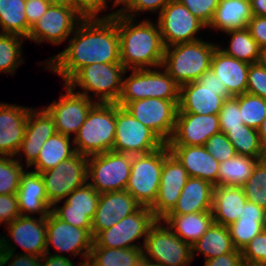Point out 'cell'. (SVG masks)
Segmentation results:
<instances>
[{"label":"cell","mask_w":266,"mask_h":266,"mask_svg":"<svg viewBox=\"0 0 266 266\" xmlns=\"http://www.w3.org/2000/svg\"><path fill=\"white\" fill-rule=\"evenodd\" d=\"M61 53L45 62L46 69L59 74L64 84L81 68L92 63H121L117 14L83 18Z\"/></svg>","instance_id":"6da1fadb"},{"label":"cell","mask_w":266,"mask_h":266,"mask_svg":"<svg viewBox=\"0 0 266 266\" xmlns=\"http://www.w3.org/2000/svg\"><path fill=\"white\" fill-rule=\"evenodd\" d=\"M117 14L120 62L128 70L161 68L165 45L158 23Z\"/></svg>","instance_id":"7a4b0ae2"},{"label":"cell","mask_w":266,"mask_h":266,"mask_svg":"<svg viewBox=\"0 0 266 266\" xmlns=\"http://www.w3.org/2000/svg\"><path fill=\"white\" fill-rule=\"evenodd\" d=\"M219 45L202 39L165 47L163 68L179 85L193 81L210 70L211 60Z\"/></svg>","instance_id":"3957f363"},{"label":"cell","mask_w":266,"mask_h":266,"mask_svg":"<svg viewBox=\"0 0 266 266\" xmlns=\"http://www.w3.org/2000/svg\"><path fill=\"white\" fill-rule=\"evenodd\" d=\"M116 103L96 102L72 142L75 151L92 156L111 151L115 141Z\"/></svg>","instance_id":"277c9868"},{"label":"cell","mask_w":266,"mask_h":266,"mask_svg":"<svg viewBox=\"0 0 266 266\" xmlns=\"http://www.w3.org/2000/svg\"><path fill=\"white\" fill-rule=\"evenodd\" d=\"M126 73L122 63H92L79 69L65 85L73 91L79 86L83 92L76 93L89 99V92H93L99 103H117Z\"/></svg>","instance_id":"5b68a950"},{"label":"cell","mask_w":266,"mask_h":266,"mask_svg":"<svg viewBox=\"0 0 266 266\" xmlns=\"http://www.w3.org/2000/svg\"><path fill=\"white\" fill-rule=\"evenodd\" d=\"M179 93L180 86L165 70L135 69L129 77H123L117 104L124 107L129 102L145 98L179 101Z\"/></svg>","instance_id":"8992f818"},{"label":"cell","mask_w":266,"mask_h":266,"mask_svg":"<svg viewBox=\"0 0 266 266\" xmlns=\"http://www.w3.org/2000/svg\"><path fill=\"white\" fill-rule=\"evenodd\" d=\"M232 97L210 69L197 81L180 86L177 113L218 114L226 98Z\"/></svg>","instance_id":"52a82bcc"},{"label":"cell","mask_w":266,"mask_h":266,"mask_svg":"<svg viewBox=\"0 0 266 266\" xmlns=\"http://www.w3.org/2000/svg\"><path fill=\"white\" fill-rule=\"evenodd\" d=\"M162 223L157 220L149 229L143 244V258L153 266H188L193 260L192 245Z\"/></svg>","instance_id":"ba28073f"},{"label":"cell","mask_w":266,"mask_h":266,"mask_svg":"<svg viewBox=\"0 0 266 266\" xmlns=\"http://www.w3.org/2000/svg\"><path fill=\"white\" fill-rule=\"evenodd\" d=\"M132 157L131 154L112 150L89 156L88 183L99 194L125 190L130 177Z\"/></svg>","instance_id":"9c48e42d"},{"label":"cell","mask_w":266,"mask_h":266,"mask_svg":"<svg viewBox=\"0 0 266 266\" xmlns=\"http://www.w3.org/2000/svg\"><path fill=\"white\" fill-rule=\"evenodd\" d=\"M165 144L154 131L116 103L115 141L112 151L142 155L156 151Z\"/></svg>","instance_id":"30bf717a"},{"label":"cell","mask_w":266,"mask_h":266,"mask_svg":"<svg viewBox=\"0 0 266 266\" xmlns=\"http://www.w3.org/2000/svg\"><path fill=\"white\" fill-rule=\"evenodd\" d=\"M162 168L163 147L148 154L133 155L125 190L141 206L151 207L156 201Z\"/></svg>","instance_id":"8fae6325"},{"label":"cell","mask_w":266,"mask_h":266,"mask_svg":"<svg viewBox=\"0 0 266 266\" xmlns=\"http://www.w3.org/2000/svg\"><path fill=\"white\" fill-rule=\"evenodd\" d=\"M157 222L150 207L141 206L135 213L124 217L111 228L99 232L93 238L92 247L106 248H143L133 242L144 236V243L149 229Z\"/></svg>","instance_id":"7c38bea8"},{"label":"cell","mask_w":266,"mask_h":266,"mask_svg":"<svg viewBox=\"0 0 266 266\" xmlns=\"http://www.w3.org/2000/svg\"><path fill=\"white\" fill-rule=\"evenodd\" d=\"M88 156L75 153L56 167L41 174L49 203L59 204L76 188L88 182Z\"/></svg>","instance_id":"4fadbf2b"},{"label":"cell","mask_w":266,"mask_h":266,"mask_svg":"<svg viewBox=\"0 0 266 266\" xmlns=\"http://www.w3.org/2000/svg\"><path fill=\"white\" fill-rule=\"evenodd\" d=\"M178 104L179 101L145 98L129 102L124 108L167 144L175 130Z\"/></svg>","instance_id":"5bb4252c"},{"label":"cell","mask_w":266,"mask_h":266,"mask_svg":"<svg viewBox=\"0 0 266 266\" xmlns=\"http://www.w3.org/2000/svg\"><path fill=\"white\" fill-rule=\"evenodd\" d=\"M158 16L165 47L199 40L196 34L206 27L178 0L168 2Z\"/></svg>","instance_id":"9a60e30c"},{"label":"cell","mask_w":266,"mask_h":266,"mask_svg":"<svg viewBox=\"0 0 266 266\" xmlns=\"http://www.w3.org/2000/svg\"><path fill=\"white\" fill-rule=\"evenodd\" d=\"M46 244V254H50L52 244L59 253L69 252L75 257L81 254L87 264L93 246L92 229L72 226L50 211L46 217Z\"/></svg>","instance_id":"2e32d148"},{"label":"cell","mask_w":266,"mask_h":266,"mask_svg":"<svg viewBox=\"0 0 266 266\" xmlns=\"http://www.w3.org/2000/svg\"><path fill=\"white\" fill-rule=\"evenodd\" d=\"M82 19L71 6L50 5L31 27L27 39L59 45L71 36Z\"/></svg>","instance_id":"e0dca14e"},{"label":"cell","mask_w":266,"mask_h":266,"mask_svg":"<svg viewBox=\"0 0 266 266\" xmlns=\"http://www.w3.org/2000/svg\"><path fill=\"white\" fill-rule=\"evenodd\" d=\"M188 178L186 169L170 153L167 144H165L163 146L160 186L156 201L150 207L157 220H162L173 210Z\"/></svg>","instance_id":"ac0fdd59"},{"label":"cell","mask_w":266,"mask_h":266,"mask_svg":"<svg viewBox=\"0 0 266 266\" xmlns=\"http://www.w3.org/2000/svg\"><path fill=\"white\" fill-rule=\"evenodd\" d=\"M63 85L66 87V94H62L58 101H53L45 109L54 118L57 133L68 137L73 133L76 136L89 110L97 101H92L94 98L89 99Z\"/></svg>","instance_id":"d6986e66"},{"label":"cell","mask_w":266,"mask_h":266,"mask_svg":"<svg viewBox=\"0 0 266 266\" xmlns=\"http://www.w3.org/2000/svg\"><path fill=\"white\" fill-rule=\"evenodd\" d=\"M100 194L86 182L83 186L76 188L64 200L63 206L57 204L52 206L51 211L63 221L72 226L92 229Z\"/></svg>","instance_id":"ffe728a7"},{"label":"cell","mask_w":266,"mask_h":266,"mask_svg":"<svg viewBox=\"0 0 266 266\" xmlns=\"http://www.w3.org/2000/svg\"><path fill=\"white\" fill-rule=\"evenodd\" d=\"M218 132V114L177 113L175 130L167 145L204 146Z\"/></svg>","instance_id":"44dd1931"},{"label":"cell","mask_w":266,"mask_h":266,"mask_svg":"<svg viewBox=\"0 0 266 266\" xmlns=\"http://www.w3.org/2000/svg\"><path fill=\"white\" fill-rule=\"evenodd\" d=\"M141 205L126 190L100 194L92 220L93 238L101 231L111 228L124 217L135 213Z\"/></svg>","instance_id":"7402d4cb"},{"label":"cell","mask_w":266,"mask_h":266,"mask_svg":"<svg viewBox=\"0 0 266 266\" xmlns=\"http://www.w3.org/2000/svg\"><path fill=\"white\" fill-rule=\"evenodd\" d=\"M31 108L0 103V155L16 156L24 138Z\"/></svg>","instance_id":"603a6c76"},{"label":"cell","mask_w":266,"mask_h":266,"mask_svg":"<svg viewBox=\"0 0 266 266\" xmlns=\"http://www.w3.org/2000/svg\"><path fill=\"white\" fill-rule=\"evenodd\" d=\"M30 109L24 138L16 154L18 157L21 152L25 153L27 168L36 161L39 152L48 138L56 133L54 118L44 108Z\"/></svg>","instance_id":"cb8c5ba5"},{"label":"cell","mask_w":266,"mask_h":266,"mask_svg":"<svg viewBox=\"0 0 266 266\" xmlns=\"http://www.w3.org/2000/svg\"><path fill=\"white\" fill-rule=\"evenodd\" d=\"M170 153L186 169L189 177L200 178L217 186L219 161L205 146L167 145Z\"/></svg>","instance_id":"d4e9b609"},{"label":"cell","mask_w":266,"mask_h":266,"mask_svg":"<svg viewBox=\"0 0 266 266\" xmlns=\"http://www.w3.org/2000/svg\"><path fill=\"white\" fill-rule=\"evenodd\" d=\"M10 239L24 254L42 257L46 253V217L19 216L6 226Z\"/></svg>","instance_id":"484cf974"},{"label":"cell","mask_w":266,"mask_h":266,"mask_svg":"<svg viewBox=\"0 0 266 266\" xmlns=\"http://www.w3.org/2000/svg\"><path fill=\"white\" fill-rule=\"evenodd\" d=\"M16 195L21 216L38 213L40 217H47L52 209L44 180L40 173L33 170L22 174Z\"/></svg>","instance_id":"4316f807"},{"label":"cell","mask_w":266,"mask_h":266,"mask_svg":"<svg viewBox=\"0 0 266 266\" xmlns=\"http://www.w3.org/2000/svg\"><path fill=\"white\" fill-rule=\"evenodd\" d=\"M250 64L226 55L217 47L213 53L210 69L225 84L228 93L235 97L247 90Z\"/></svg>","instance_id":"83f0119b"},{"label":"cell","mask_w":266,"mask_h":266,"mask_svg":"<svg viewBox=\"0 0 266 266\" xmlns=\"http://www.w3.org/2000/svg\"><path fill=\"white\" fill-rule=\"evenodd\" d=\"M214 185L200 178L189 177L180 197L169 214H189L211 211Z\"/></svg>","instance_id":"f1b7e54d"},{"label":"cell","mask_w":266,"mask_h":266,"mask_svg":"<svg viewBox=\"0 0 266 266\" xmlns=\"http://www.w3.org/2000/svg\"><path fill=\"white\" fill-rule=\"evenodd\" d=\"M246 201L241 186H215L211 210L214 222L229 226L237 221Z\"/></svg>","instance_id":"f546056e"},{"label":"cell","mask_w":266,"mask_h":266,"mask_svg":"<svg viewBox=\"0 0 266 266\" xmlns=\"http://www.w3.org/2000/svg\"><path fill=\"white\" fill-rule=\"evenodd\" d=\"M252 17L249 0H219L208 27L224 33L244 29Z\"/></svg>","instance_id":"4dcf8cb0"},{"label":"cell","mask_w":266,"mask_h":266,"mask_svg":"<svg viewBox=\"0 0 266 266\" xmlns=\"http://www.w3.org/2000/svg\"><path fill=\"white\" fill-rule=\"evenodd\" d=\"M181 240L192 245L214 222L212 211L168 214L162 219Z\"/></svg>","instance_id":"1f68e13d"},{"label":"cell","mask_w":266,"mask_h":266,"mask_svg":"<svg viewBox=\"0 0 266 266\" xmlns=\"http://www.w3.org/2000/svg\"><path fill=\"white\" fill-rule=\"evenodd\" d=\"M263 211L259 205L246 201L238 220L228 226L236 250L242 251L248 242L264 230Z\"/></svg>","instance_id":"d6a6232c"},{"label":"cell","mask_w":266,"mask_h":266,"mask_svg":"<svg viewBox=\"0 0 266 266\" xmlns=\"http://www.w3.org/2000/svg\"><path fill=\"white\" fill-rule=\"evenodd\" d=\"M234 250L228 226L213 222L201 238L192 244V257L194 259L195 252H199L206 261Z\"/></svg>","instance_id":"836d02e7"},{"label":"cell","mask_w":266,"mask_h":266,"mask_svg":"<svg viewBox=\"0 0 266 266\" xmlns=\"http://www.w3.org/2000/svg\"><path fill=\"white\" fill-rule=\"evenodd\" d=\"M70 141V137L57 132L48 138L42 146L36 161L31 165H35L34 172L42 173L56 167L63 160L72 157L76 151Z\"/></svg>","instance_id":"e575fe53"},{"label":"cell","mask_w":266,"mask_h":266,"mask_svg":"<svg viewBox=\"0 0 266 266\" xmlns=\"http://www.w3.org/2000/svg\"><path fill=\"white\" fill-rule=\"evenodd\" d=\"M260 161L250 156L236 154L221 162L217 177V186H243Z\"/></svg>","instance_id":"d590c367"},{"label":"cell","mask_w":266,"mask_h":266,"mask_svg":"<svg viewBox=\"0 0 266 266\" xmlns=\"http://www.w3.org/2000/svg\"><path fill=\"white\" fill-rule=\"evenodd\" d=\"M143 259V248L92 247L88 266H136Z\"/></svg>","instance_id":"8d00e7d4"},{"label":"cell","mask_w":266,"mask_h":266,"mask_svg":"<svg viewBox=\"0 0 266 266\" xmlns=\"http://www.w3.org/2000/svg\"><path fill=\"white\" fill-rule=\"evenodd\" d=\"M26 0H0L1 33L28 36V20L25 14Z\"/></svg>","instance_id":"74e56055"},{"label":"cell","mask_w":266,"mask_h":266,"mask_svg":"<svg viewBox=\"0 0 266 266\" xmlns=\"http://www.w3.org/2000/svg\"><path fill=\"white\" fill-rule=\"evenodd\" d=\"M226 136L238 155L260 160L266 158V149L260 141L257 129L243 124L242 128L230 129Z\"/></svg>","instance_id":"f35d334b"},{"label":"cell","mask_w":266,"mask_h":266,"mask_svg":"<svg viewBox=\"0 0 266 266\" xmlns=\"http://www.w3.org/2000/svg\"><path fill=\"white\" fill-rule=\"evenodd\" d=\"M226 34L231 36L230 45L226 49L218 46L221 51L248 64L259 61L260 47L247 28L228 31Z\"/></svg>","instance_id":"ab89813d"},{"label":"cell","mask_w":266,"mask_h":266,"mask_svg":"<svg viewBox=\"0 0 266 266\" xmlns=\"http://www.w3.org/2000/svg\"><path fill=\"white\" fill-rule=\"evenodd\" d=\"M23 37L17 34L0 33V73H16L22 64Z\"/></svg>","instance_id":"60d3db41"},{"label":"cell","mask_w":266,"mask_h":266,"mask_svg":"<svg viewBox=\"0 0 266 266\" xmlns=\"http://www.w3.org/2000/svg\"><path fill=\"white\" fill-rule=\"evenodd\" d=\"M239 108L243 123L258 129L266 116V99L245 92L239 95Z\"/></svg>","instance_id":"b9f144b4"},{"label":"cell","mask_w":266,"mask_h":266,"mask_svg":"<svg viewBox=\"0 0 266 266\" xmlns=\"http://www.w3.org/2000/svg\"><path fill=\"white\" fill-rule=\"evenodd\" d=\"M14 156L0 155V194H16L25 172L24 164Z\"/></svg>","instance_id":"7bdbcfd3"},{"label":"cell","mask_w":266,"mask_h":266,"mask_svg":"<svg viewBox=\"0 0 266 266\" xmlns=\"http://www.w3.org/2000/svg\"><path fill=\"white\" fill-rule=\"evenodd\" d=\"M242 189L247 201L266 208V158L257 163Z\"/></svg>","instance_id":"ee69618b"},{"label":"cell","mask_w":266,"mask_h":266,"mask_svg":"<svg viewBox=\"0 0 266 266\" xmlns=\"http://www.w3.org/2000/svg\"><path fill=\"white\" fill-rule=\"evenodd\" d=\"M218 116L220 132L226 134L230 129L242 128L244 123L239 108V95L226 98Z\"/></svg>","instance_id":"f6af8a7d"},{"label":"cell","mask_w":266,"mask_h":266,"mask_svg":"<svg viewBox=\"0 0 266 266\" xmlns=\"http://www.w3.org/2000/svg\"><path fill=\"white\" fill-rule=\"evenodd\" d=\"M8 237L0 238V266H4L8 261V266H40L41 265V257L30 254H15L14 250L16 249L14 246L10 245V241ZM15 254V255H14ZM14 258V259H13Z\"/></svg>","instance_id":"bcb514c9"},{"label":"cell","mask_w":266,"mask_h":266,"mask_svg":"<svg viewBox=\"0 0 266 266\" xmlns=\"http://www.w3.org/2000/svg\"><path fill=\"white\" fill-rule=\"evenodd\" d=\"M243 263L266 266V231L255 236L242 249Z\"/></svg>","instance_id":"7dc6e473"},{"label":"cell","mask_w":266,"mask_h":266,"mask_svg":"<svg viewBox=\"0 0 266 266\" xmlns=\"http://www.w3.org/2000/svg\"><path fill=\"white\" fill-rule=\"evenodd\" d=\"M206 150L219 163L234 157L237 153L225 133L218 132L212 135L204 145Z\"/></svg>","instance_id":"c3c4849f"},{"label":"cell","mask_w":266,"mask_h":266,"mask_svg":"<svg viewBox=\"0 0 266 266\" xmlns=\"http://www.w3.org/2000/svg\"><path fill=\"white\" fill-rule=\"evenodd\" d=\"M199 19L206 28L209 26L219 0H178Z\"/></svg>","instance_id":"681fc988"},{"label":"cell","mask_w":266,"mask_h":266,"mask_svg":"<svg viewBox=\"0 0 266 266\" xmlns=\"http://www.w3.org/2000/svg\"><path fill=\"white\" fill-rule=\"evenodd\" d=\"M246 92L266 99V66L259 62L250 64Z\"/></svg>","instance_id":"f907efd6"},{"label":"cell","mask_w":266,"mask_h":266,"mask_svg":"<svg viewBox=\"0 0 266 266\" xmlns=\"http://www.w3.org/2000/svg\"><path fill=\"white\" fill-rule=\"evenodd\" d=\"M171 0H129L126 10L122 15L136 18L143 11L160 13L165 5ZM134 12V13H133Z\"/></svg>","instance_id":"816d5d0a"},{"label":"cell","mask_w":266,"mask_h":266,"mask_svg":"<svg viewBox=\"0 0 266 266\" xmlns=\"http://www.w3.org/2000/svg\"><path fill=\"white\" fill-rule=\"evenodd\" d=\"M21 216L16 194H0V225L10 224Z\"/></svg>","instance_id":"f5cc1de1"},{"label":"cell","mask_w":266,"mask_h":266,"mask_svg":"<svg viewBox=\"0 0 266 266\" xmlns=\"http://www.w3.org/2000/svg\"><path fill=\"white\" fill-rule=\"evenodd\" d=\"M70 6L83 18H96L103 11L102 0H70Z\"/></svg>","instance_id":"db71d44e"},{"label":"cell","mask_w":266,"mask_h":266,"mask_svg":"<svg viewBox=\"0 0 266 266\" xmlns=\"http://www.w3.org/2000/svg\"><path fill=\"white\" fill-rule=\"evenodd\" d=\"M50 4L46 0H26L25 14L28 20V34L31 27L47 11Z\"/></svg>","instance_id":"11a10c76"},{"label":"cell","mask_w":266,"mask_h":266,"mask_svg":"<svg viewBox=\"0 0 266 266\" xmlns=\"http://www.w3.org/2000/svg\"><path fill=\"white\" fill-rule=\"evenodd\" d=\"M247 29L259 47L266 45V16H253Z\"/></svg>","instance_id":"9f6ffc18"},{"label":"cell","mask_w":266,"mask_h":266,"mask_svg":"<svg viewBox=\"0 0 266 266\" xmlns=\"http://www.w3.org/2000/svg\"><path fill=\"white\" fill-rule=\"evenodd\" d=\"M243 264L242 253L240 250H234L232 253H227L208 259L205 261V266H241Z\"/></svg>","instance_id":"6f0895ef"},{"label":"cell","mask_w":266,"mask_h":266,"mask_svg":"<svg viewBox=\"0 0 266 266\" xmlns=\"http://www.w3.org/2000/svg\"><path fill=\"white\" fill-rule=\"evenodd\" d=\"M75 262L69 259V257H65L64 255H59L55 252V254H44L41 257V265L40 266H77ZM85 263L82 261L78 266H83Z\"/></svg>","instance_id":"680465c9"},{"label":"cell","mask_w":266,"mask_h":266,"mask_svg":"<svg viewBox=\"0 0 266 266\" xmlns=\"http://www.w3.org/2000/svg\"><path fill=\"white\" fill-rule=\"evenodd\" d=\"M253 16H266V0H249Z\"/></svg>","instance_id":"91938a15"},{"label":"cell","mask_w":266,"mask_h":266,"mask_svg":"<svg viewBox=\"0 0 266 266\" xmlns=\"http://www.w3.org/2000/svg\"><path fill=\"white\" fill-rule=\"evenodd\" d=\"M102 2H103V10H106L108 8V6H107V0H102ZM128 3H129V0H114L113 7L114 6L116 7V6L121 5V4L123 6L119 10L108 14V17L113 16V15H116V14H122L126 10Z\"/></svg>","instance_id":"94428289"},{"label":"cell","mask_w":266,"mask_h":266,"mask_svg":"<svg viewBox=\"0 0 266 266\" xmlns=\"http://www.w3.org/2000/svg\"><path fill=\"white\" fill-rule=\"evenodd\" d=\"M257 130H258V135H259L260 141L266 149V116L263 119V122L261 123L260 127Z\"/></svg>","instance_id":"6125c7cd"},{"label":"cell","mask_w":266,"mask_h":266,"mask_svg":"<svg viewBox=\"0 0 266 266\" xmlns=\"http://www.w3.org/2000/svg\"><path fill=\"white\" fill-rule=\"evenodd\" d=\"M258 62L266 66V45L260 47V57Z\"/></svg>","instance_id":"be15d7a7"},{"label":"cell","mask_w":266,"mask_h":266,"mask_svg":"<svg viewBox=\"0 0 266 266\" xmlns=\"http://www.w3.org/2000/svg\"><path fill=\"white\" fill-rule=\"evenodd\" d=\"M50 5L70 6V0H46Z\"/></svg>","instance_id":"e7e4bbea"},{"label":"cell","mask_w":266,"mask_h":266,"mask_svg":"<svg viewBox=\"0 0 266 266\" xmlns=\"http://www.w3.org/2000/svg\"><path fill=\"white\" fill-rule=\"evenodd\" d=\"M136 266H153L151 262H148L146 259H142Z\"/></svg>","instance_id":"03108f58"},{"label":"cell","mask_w":266,"mask_h":266,"mask_svg":"<svg viewBox=\"0 0 266 266\" xmlns=\"http://www.w3.org/2000/svg\"><path fill=\"white\" fill-rule=\"evenodd\" d=\"M263 217H264L263 227H264V230L266 231V208H264Z\"/></svg>","instance_id":"003e7915"},{"label":"cell","mask_w":266,"mask_h":266,"mask_svg":"<svg viewBox=\"0 0 266 266\" xmlns=\"http://www.w3.org/2000/svg\"><path fill=\"white\" fill-rule=\"evenodd\" d=\"M241 266H260V265H253V264H246V263H243Z\"/></svg>","instance_id":"a7ac6f4b"}]
</instances>
